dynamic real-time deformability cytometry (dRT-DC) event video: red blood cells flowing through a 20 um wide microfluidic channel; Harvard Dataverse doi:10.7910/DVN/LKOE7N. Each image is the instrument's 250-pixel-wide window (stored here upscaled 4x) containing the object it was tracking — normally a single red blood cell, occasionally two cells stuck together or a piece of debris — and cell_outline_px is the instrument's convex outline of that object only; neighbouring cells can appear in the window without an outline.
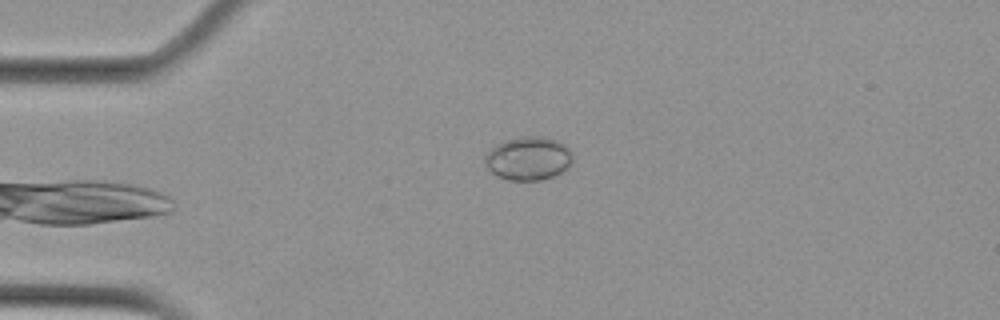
{"species": "Egyptian fruit bat (a non-hibernating species)", "species_latin": "Rousettus aegyptiacus", "temperature_condition": "cold", "stored_images_in_passage": 3, "camera_frame_rate_fps": 3000, "um_per_image_px": 0.085, "animal": {"sex": "female"}, "frame": {"image": 1, "passage_image": 3, "time_ms": 3.333, "image_size_px": [1000, 320], "cell_outline_px": [[572, 164], [568, 168], [552, 176], [540, 180], [508, 180], [496, 176], [488, 168], [484, 160], [484, 156], [496, 144], [504, 140], [524, 136], [536, 136], [556, 140], [564, 144], [572, 152]], "centroid_in_image_um": [44.91, 13.47], "position_along_channel_um": 40.1, "area_um2": 22.2}}